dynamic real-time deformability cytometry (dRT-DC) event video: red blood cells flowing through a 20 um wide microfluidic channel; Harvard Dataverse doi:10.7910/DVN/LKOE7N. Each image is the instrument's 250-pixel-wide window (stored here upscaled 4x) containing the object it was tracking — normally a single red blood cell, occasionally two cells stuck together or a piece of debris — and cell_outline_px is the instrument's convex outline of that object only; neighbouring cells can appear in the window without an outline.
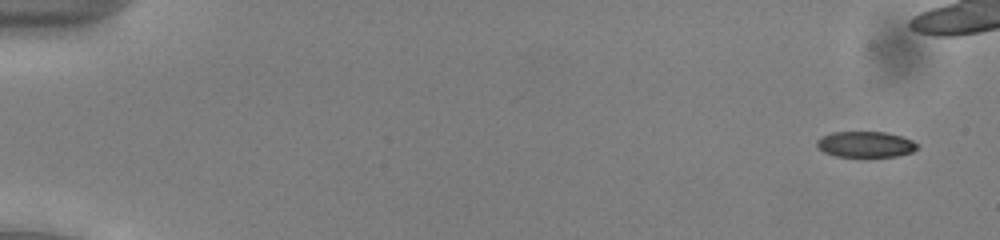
{"species": "common noctule bat (a hibernating species)", "species_latin": "Nyctalus noctula", "temperature_condition": "cold", "stored_images_in_passage": 47, "camera_frame_rate_fps": 3000, "um_per_image_px": 0.085, "animal": {"sex": "male", "body_mass_g": 13.0, "forearm_length_mm": 53.1}, "frame": {"image": 1, "passage_image": 3, "time_ms": 0.667, "image_size_px": [1000, 240], "cell_outline_px": [[920, 148], [912, 152], [896, 156], [836, 156], [824, 152], [816, 144], [816, 140], [832, 132], [884, 132], [900, 136], [912, 140], [920, 144]], "centroid_in_image_um": [73.62, 12.27], "position_along_channel_um": 11.4, "area_um2": 15.03}}
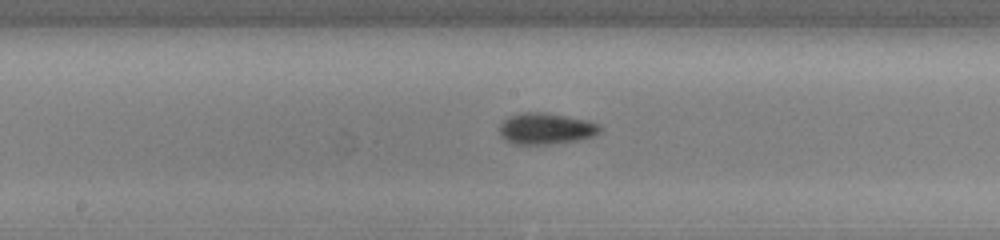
{"frame": {"image": 2, "passage_image": 29, "time_ms": 9.333, "image_size_px": [1000, 240], "cell_outline_px": [[600, 132], [592, 136], [576, 140], [548, 144], [512, 144], [504, 140], [500, 136], [500, 124], [508, 116], [520, 112], [544, 112], [588, 120], [600, 124]], "centroid_in_image_um": [46.36, 10.92], "position_along_channel_um": 201.8, "area_um2": 18.38}}
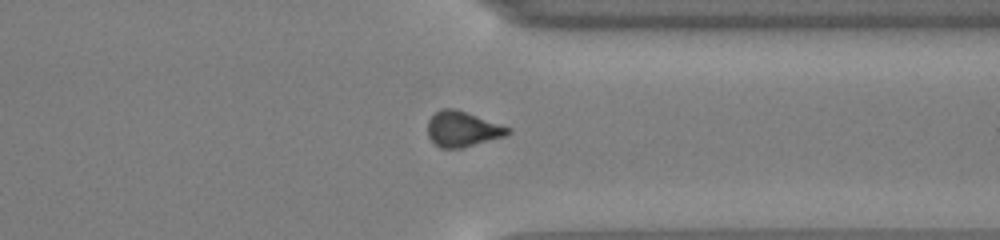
{"frame": {"image": 3, "passage_image": 42, "time_ms": 13.667, "image_size_px": [1000, 240], "cell_outline_px": [[512, 132], [504, 136], [464, 148], [440, 148], [428, 136], [428, 120], [440, 108], [456, 108], [512, 128]], "centroid_in_image_um": [39.33, 10.96], "position_along_channel_um": 372.1, "area_um2": 16.65}, "authors_computed_cell_mechanics": {"area_um2": 16.8776, "velocity_mm_per_s": 3.9432, "shape_relaxation_time_tau1_ms": 3.6174, "shape_relaxation_time_tau2_ms": 3.3285, "deformation_change_tau1": 0.0918, "deformation_change_tau2": 0.0745}}